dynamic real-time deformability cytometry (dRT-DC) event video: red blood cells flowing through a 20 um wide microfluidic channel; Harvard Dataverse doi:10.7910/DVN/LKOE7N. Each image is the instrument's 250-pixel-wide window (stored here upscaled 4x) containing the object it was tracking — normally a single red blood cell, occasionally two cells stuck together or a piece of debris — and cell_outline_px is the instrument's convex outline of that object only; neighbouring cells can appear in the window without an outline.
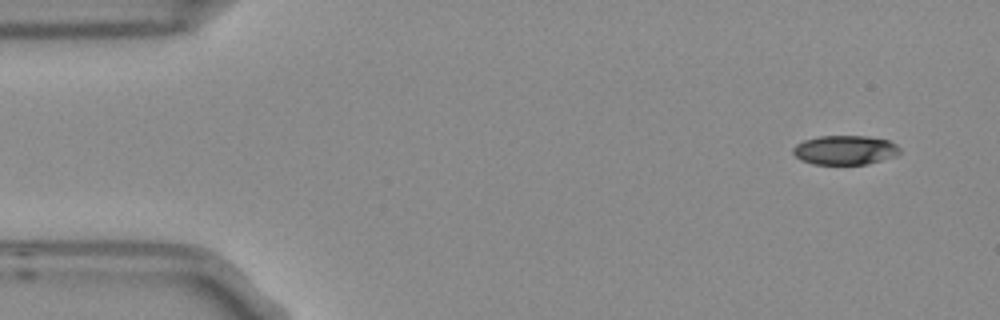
{"species": "Egyptian fruit bat (a non-hibernating species)", "species_latin": "Rousettus aegyptiacus", "temperature_condition": "room temperature", "stored_images_in_passage": 5, "camera_frame_rate_fps": 3000, "um_per_image_px": 0.085, "frame": {"image": 1, "passage_image": 1, "time_ms": 0.0, "image_size_px": [1000, 320], "cell_outline_px": [[900, 152], [896, 156], [868, 164], [812, 164], [800, 160], [792, 152], [792, 148], [796, 144], [804, 140], [820, 136], [868, 136], [888, 140], [896, 144], [900, 148]], "centroid_in_image_um": [71.82, 12.75], "position_along_channel_um": 13.2, "area_um2": 18.32}}
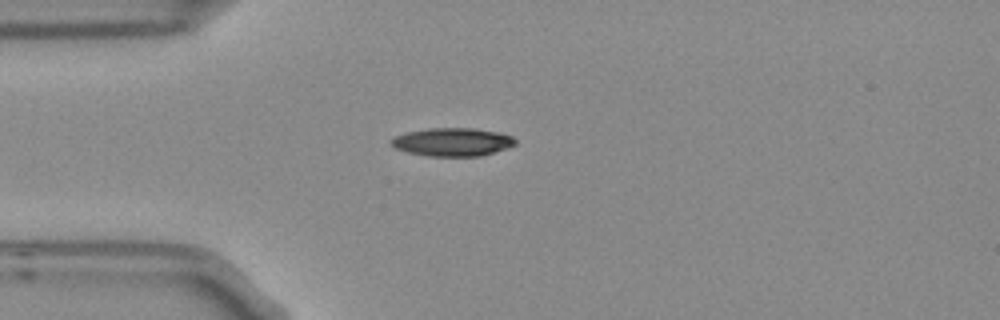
{"frame": {"image": 2, "passage_image": 4, "time_ms": 1.0, "image_size_px": [1000, 320], "cell_outline_px": [[516, 144], [508, 148], [480, 156], [428, 156], [408, 152], [396, 148], [388, 140], [396, 136], [408, 132], [428, 128], [476, 128], [496, 132], [512, 136], [516, 140]], "centroid_in_image_um": [38.47, 12.07], "position_along_channel_um": 46.5, "area_um2": 20.35}}